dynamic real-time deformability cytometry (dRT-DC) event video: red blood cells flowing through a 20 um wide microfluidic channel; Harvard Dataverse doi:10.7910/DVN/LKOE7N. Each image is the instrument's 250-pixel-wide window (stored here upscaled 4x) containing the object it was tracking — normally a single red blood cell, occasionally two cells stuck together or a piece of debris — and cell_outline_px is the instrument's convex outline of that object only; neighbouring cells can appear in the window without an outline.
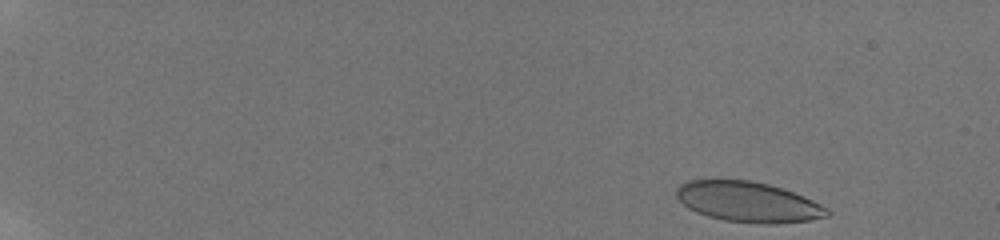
{"species": "human", "species_latin": "Homo sapiens", "temperature_condition": "room temperature", "stored_images_in_passage": 52, "camera_frame_rate_fps": 3000, "um_per_image_px": 0.085, "donor": {"sex": "male"}, "frame": {"image": 1, "passage_image": 2, "time_ms": 0.333, "image_size_px": [1000, 240], "cell_outline_px": [[832, 212], [828, 216], [808, 220], [776, 224], [764, 224], [724, 220], [708, 216], [696, 212], [688, 208], [676, 196], [676, 188], [680, 184], [688, 180], [748, 180], [768, 184], [784, 188], [804, 196], [828, 208]], "centroid_in_image_um": [63.6, 17.16], "position_along_channel_um": 21.4, "area_um2": 35.43}}
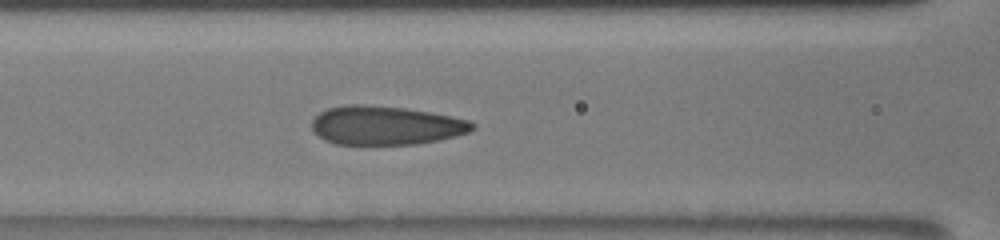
{"frame": {"image": 2, "passage_image": 24, "time_ms": 7.667, "image_size_px": [1000, 240], "cell_outline_px": [[476, 128], [468, 132], [456, 136], [440, 140], [416, 144], [336, 144], [324, 140], [312, 132], [312, 120], [320, 112], [328, 108], [344, 104], [360, 104], [404, 108], [428, 112], [468, 120], [476, 124]], "centroid_in_image_um": [32.76, 10.66], "position_along_channel_um": 133.8, "area_um2": 36.36}}
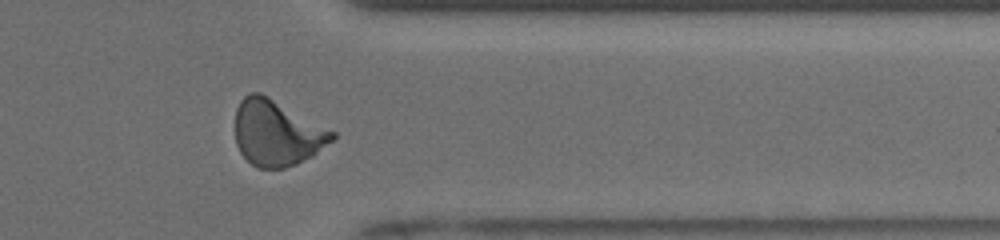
{"frame": {"image": 3, "passage_image": 44, "time_ms": 14.333, "image_size_px": [1000, 240], "cell_outline_px": [[336, 136], [332, 140], [312, 156], [296, 164], [284, 168], [256, 168], [240, 152], [236, 144], [236, 108], [240, 100], [244, 96], [252, 92], [260, 92], [268, 96], [336, 132]], "centroid_in_image_um": [23.52, 11.3], "position_along_channel_um": 387.9, "area_um2": 36.99}, "authors_computed_cell_mechanics": {"area_um2": 36.125, "velocity_mm_per_s": 3.8374, "shape_relaxation_time_tau1_ms": 6.5652, "shape_relaxation_time_tau2_ms": null, "deformation_change_tau1": 0.2065, "deformation_change_tau2": null}}